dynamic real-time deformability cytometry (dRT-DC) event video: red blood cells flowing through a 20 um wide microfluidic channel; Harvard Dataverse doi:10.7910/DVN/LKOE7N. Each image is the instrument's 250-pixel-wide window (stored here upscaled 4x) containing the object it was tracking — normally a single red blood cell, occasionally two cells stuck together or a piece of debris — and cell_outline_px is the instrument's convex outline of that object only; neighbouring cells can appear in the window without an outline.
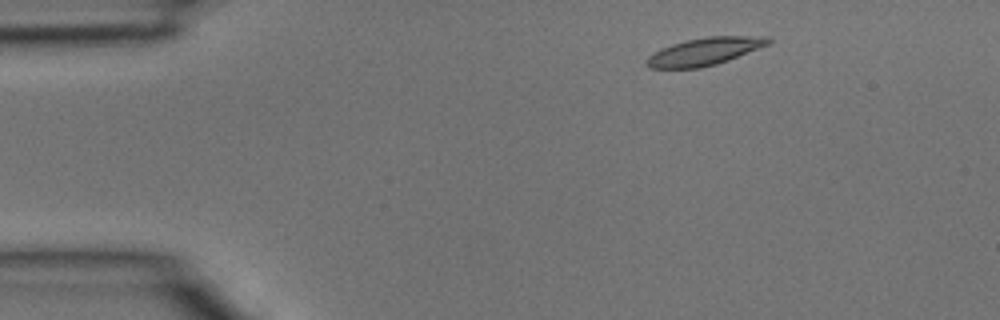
{"species": "common noctule bat (a hibernating species)", "species_latin": "Nyctalus noctula", "temperature_condition": "room temperature", "stored_images_in_passage": 4, "camera_frame_rate_fps": 3000, "um_per_image_px": 0.085, "animal": {"sex": "male", "body_mass_g": 15.6}, "frame": {"image": 1, "passage_image": 1, "time_ms": 0.0, "image_size_px": [1000, 320], "cell_outline_px": [[772, 40], [768, 44], [728, 60], [716, 64], [700, 68], [648, 68], [644, 60], [648, 56], [660, 48], [672, 44], [688, 40], [708, 36], [772, 36]], "centroid_in_image_um": [59.86, 4.37], "position_along_channel_um": 25.1, "area_um2": 19.48}}
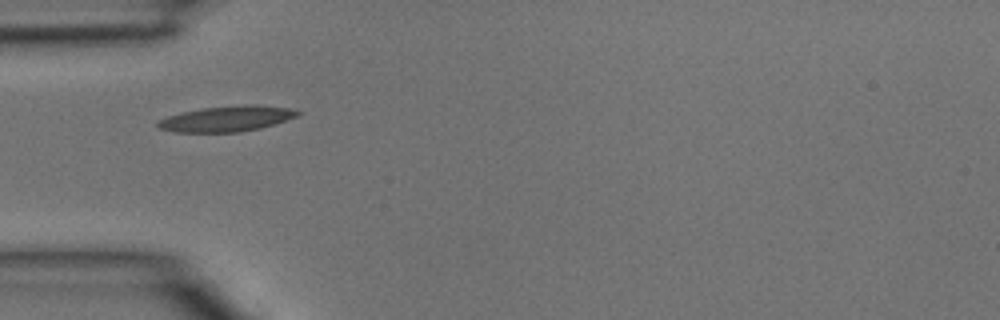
{"frame": {"image": 2, "passage_image": 3, "time_ms": 0.667, "image_size_px": [1000, 320], "cell_outline_px": [[304, 112], [296, 116], [260, 128], [240, 132], [172, 132], [160, 128], [156, 124], [156, 120], [168, 116], [184, 112], [204, 108], [252, 104], [256, 104], [288, 108]], "centroid_in_image_um": [19.25, 10.09], "position_along_channel_um": 65.8, "area_um2": 20.58}}
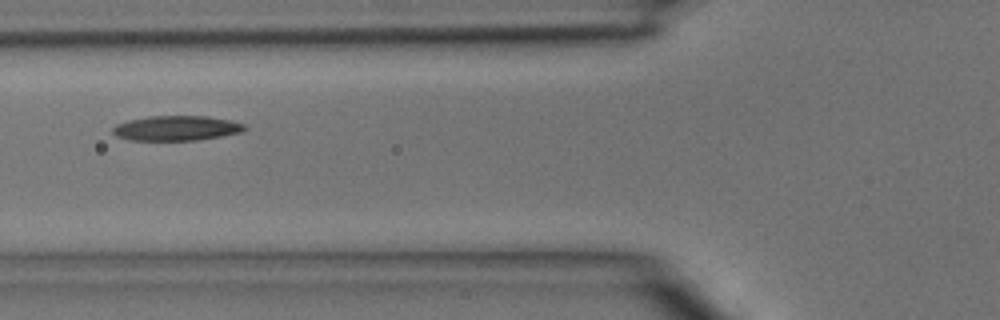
{"frame": {"image": 3, "passage_image": 4, "time_ms": 1.0, "image_size_px": [1000, 320], "cell_outline_px": [[248, 128], [240, 132], [220, 136], [196, 140], [128, 140], [116, 136], [112, 132], [112, 128], [116, 124], [128, 120], [148, 116], [208, 116], [232, 120], [244, 124]], "centroid_in_image_um": [14.98, 10.89], "position_along_channel_um": 110.8, "area_um2": 19.19}}